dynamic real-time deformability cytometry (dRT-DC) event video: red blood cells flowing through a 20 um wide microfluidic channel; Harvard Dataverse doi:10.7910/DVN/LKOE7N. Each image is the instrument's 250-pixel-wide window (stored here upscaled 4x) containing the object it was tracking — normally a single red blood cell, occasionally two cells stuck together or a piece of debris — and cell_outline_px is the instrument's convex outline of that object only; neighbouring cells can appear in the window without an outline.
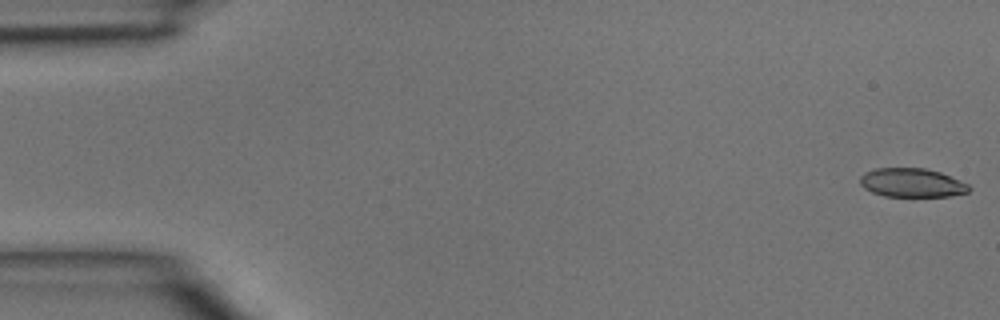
{"species": "common noctule bat (a hibernating species)", "species_latin": "Nyctalus noctula", "temperature_condition": "room temperature", "stored_images_in_passage": 44, "camera_frame_rate_fps": 3000, "um_per_image_px": 0.085, "animal": {"sex": "male", "body_mass_g": 15.6}, "frame": {"image": 1, "passage_image": 1, "time_ms": 0.0, "image_size_px": [1000, 320], "cell_outline_px": [[972, 188], [968, 192], [948, 196], [884, 196], [872, 192], [864, 188], [860, 184], [860, 176], [864, 172], [876, 168], [924, 168], [940, 172], [960, 180], [968, 184]], "centroid_in_image_um": [77.5, 15.53], "position_along_channel_um": 7.5, "area_um2": 18.32}}
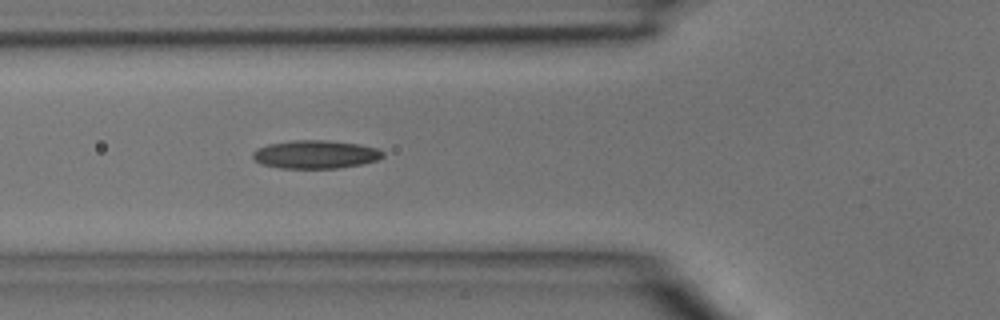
{"frame": {"image": 2, "passage_image": 16, "time_ms": 5.0, "image_size_px": [1000, 320], "cell_outline_px": [[384, 156], [376, 160], [360, 164], [336, 168], [280, 168], [264, 164], [256, 160], [252, 156], [252, 152], [256, 148], [268, 144], [292, 140], [328, 140], [360, 144], [380, 148], [384, 152]], "centroid_in_image_um": [26.83, 13.11], "position_along_channel_um": 99.0, "area_um2": 21.44}}
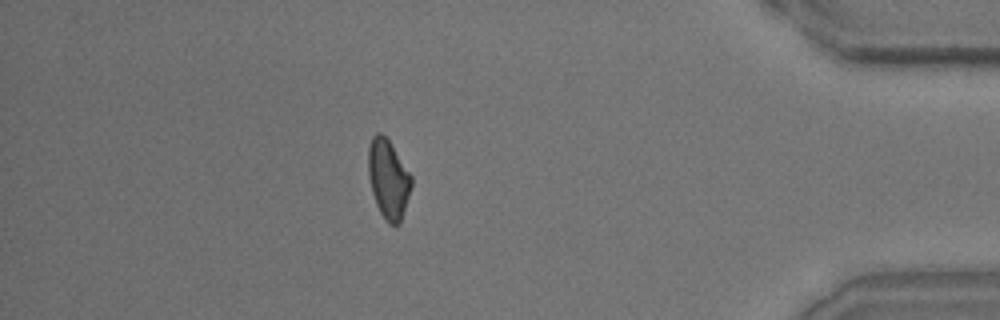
{"frame": {"image": 3, "passage_image": 39, "time_ms": 12.667, "image_size_px": [1000, 320], "cell_outline_px": [[412, 184], [400, 224], [388, 224], [380, 212], [376, 204], [372, 192], [368, 176], [368, 148], [372, 136], [376, 132], [380, 132], [388, 140], [412, 176]], "centroid_in_image_um": [32.99, 15.22], "position_along_channel_um": 402.2, "area_um2": 19.71}}